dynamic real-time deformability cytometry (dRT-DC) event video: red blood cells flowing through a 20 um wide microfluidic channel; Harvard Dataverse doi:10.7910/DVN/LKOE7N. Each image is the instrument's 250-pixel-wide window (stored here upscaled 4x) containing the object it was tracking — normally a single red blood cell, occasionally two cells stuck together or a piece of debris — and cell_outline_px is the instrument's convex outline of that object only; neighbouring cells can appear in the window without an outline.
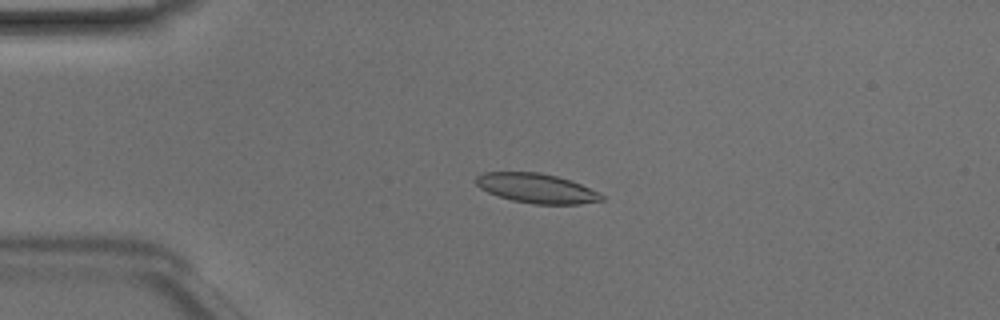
{"species": "Egyptian fruit bat (a non-hibernating species)", "species_latin": "Rousettus aegyptiacus", "temperature_condition": "room temperature", "stored_images_in_passage": 49, "camera_frame_rate_fps": 3000, "um_per_image_px": 0.085, "animal": {"sex": "male"}, "frame": {"image": 1, "passage_image": 12, "time_ms": 3.667, "image_size_px": [1000, 320], "cell_outline_px": [[604, 200], [580, 204], [532, 204], [512, 200], [488, 192], [480, 188], [476, 184], [476, 176], [484, 172], [540, 172], [556, 176], [580, 184], [604, 196]], "centroid_in_image_um": [45.58, 16.0], "position_along_channel_um": 39.4, "area_um2": 21.39}}
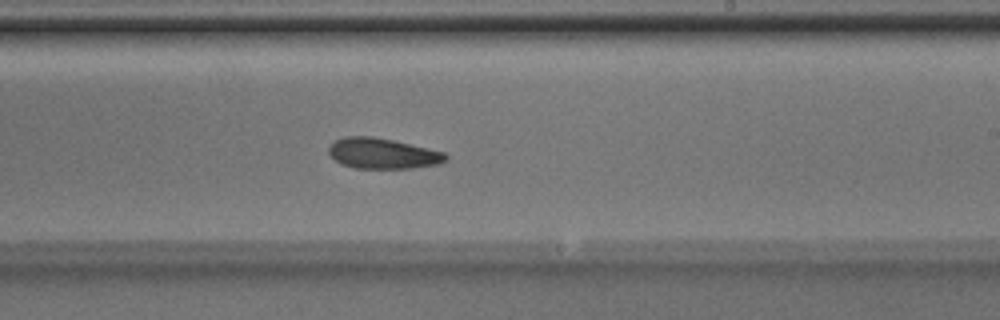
{"frame": {"image": 2, "passage_image": 30, "time_ms": 9.667, "image_size_px": [1000, 320], "cell_outline_px": [[448, 160], [440, 164], [412, 168], [356, 168], [340, 164], [328, 152], [328, 148], [336, 140], [344, 136], [372, 136], [392, 140], [428, 148], [444, 152], [448, 156]], "centroid_in_image_um": [32.54, 13.05], "position_along_channel_um": 256.5, "area_um2": 20.81}}
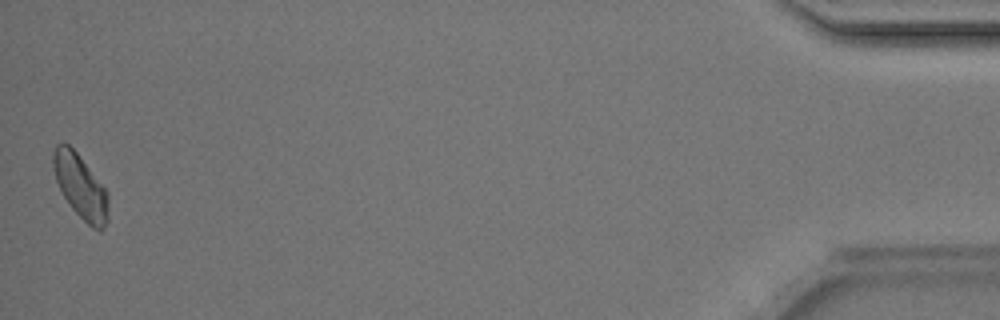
{"frame": {"image": 3, "passage_image": 49, "time_ms": 16.0, "image_size_px": [1000, 320], "cell_outline_px": [[108, 220], [104, 228], [100, 232], [92, 228], [68, 204], [56, 180], [52, 164], [52, 152], [56, 144], [68, 144], [76, 152], [108, 192]], "centroid_in_image_um": [6.85, 15.88], "position_along_channel_um": 428.4, "area_um2": 20.4}, "authors_computed_cell_mechanics": {"area_um2": 21.2126, "velocity_mm_per_s": 4.1495, "shape_relaxation_time_tau1_ms": 3.2185, "shape_relaxation_time_tau2_ms": 9.6326, "deformation_change_tau1": 0.0997, "deformation_change_tau2": 0.1695}}